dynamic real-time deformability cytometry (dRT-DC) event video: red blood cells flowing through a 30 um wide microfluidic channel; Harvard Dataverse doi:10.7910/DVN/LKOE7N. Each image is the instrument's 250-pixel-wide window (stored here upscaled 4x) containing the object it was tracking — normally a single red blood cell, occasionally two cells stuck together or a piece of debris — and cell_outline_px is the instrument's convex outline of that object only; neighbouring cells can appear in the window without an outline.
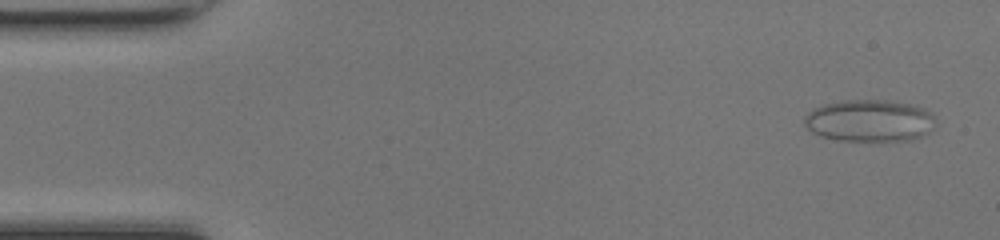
{"species": "common noctule bat (a hibernating species)", "species_latin": "Nyctalus noctula", "temperature_condition": "room temperature", "stored_images_in_passage": 47, "camera_frame_rate_fps": 3000, "um_per_image_px": 0.085, "animal": {"sex": "female", "body_mass_g": 17.0, "forearm_length_mm": 48.0}, "frame": {"image": 1, "passage_image": 1, "time_ms": 0.0, "image_size_px": [1000, 240], "cell_outline_px": [[936, 116], [932, 128], [928, 132], [912, 140], [836, 140], [820, 136], [812, 132], [804, 124], [804, 116], [812, 108], [824, 104], [840, 100], [888, 100], [908, 104], [924, 108]], "centroid_in_image_um": [73.88, 10.24], "position_along_channel_um": 11.1, "area_um2": 32.14}}
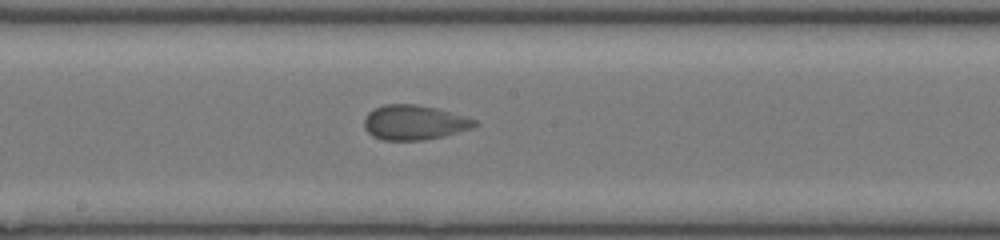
{"frame": {"image": 2, "passage_image": 24, "time_ms": 7.667, "image_size_px": [1000, 240], "cell_outline_px": [[480, 124], [472, 128], [444, 136], [424, 140], [384, 140], [372, 136], [364, 128], [364, 116], [372, 108], [384, 104], [416, 104], [436, 108], [464, 116], [476, 120]], "centroid_in_image_um": [35.18, 10.4], "position_along_channel_um": 213.0, "area_um2": 22.54}}
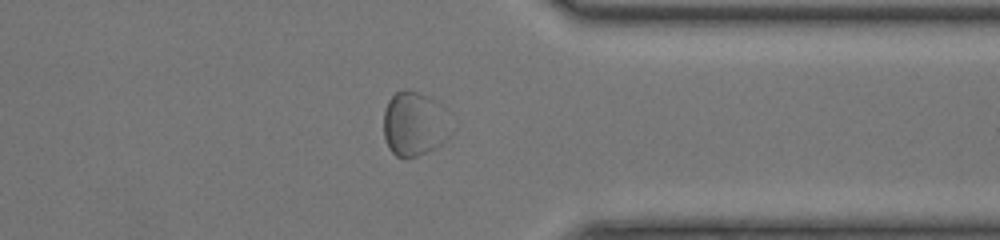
{"frame": {"image": 3, "passage_image": 36, "time_ms": 11.667, "image_size_px": [1000, 240], "cell_outline_px": [[452, 136], [440, 144], [416, 156], [404, 160], [396, 156], [388, 148], [384, 136], [384, 108], [388, 100], [396, 92], [404, 88], [408, 88], [428, 96], [432, 100]], "centroid_in_image_um": [35.09, 10.56], "position_along_channel_um": 376.3, "area_um2": 24.39}}